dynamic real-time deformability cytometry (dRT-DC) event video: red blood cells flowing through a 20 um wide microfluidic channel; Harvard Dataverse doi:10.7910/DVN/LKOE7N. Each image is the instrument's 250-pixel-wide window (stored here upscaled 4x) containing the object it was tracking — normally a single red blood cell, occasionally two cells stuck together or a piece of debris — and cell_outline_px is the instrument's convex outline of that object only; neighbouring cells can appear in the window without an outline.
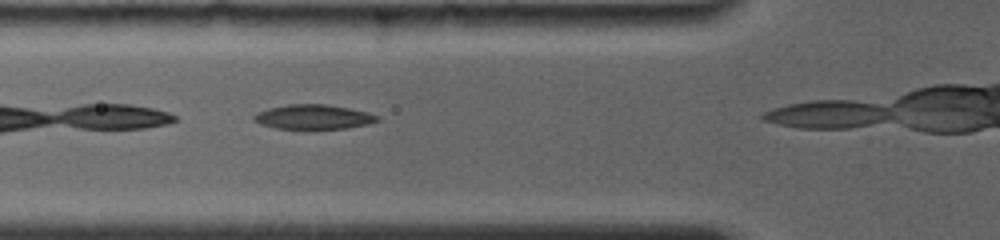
{"species": "common noctule bat (a hibernating species)", "species_latin": "Nyctalus noctula", "temperature_condition": "room temperature", "stored_images_in_passage": 5, "camera_frame_rate_fps": 4000, "um_per_image_px": 0.085, "animal": {"sex": "female", "body_mass_g": 19.0, "forearm_length_mm": 56.7}, "frame": {"image": 1, "passage_image": 4, "time_ms": 1.25, "image_size_px": [1000, 240], "cell_outline_px": [[380, 120], [368, 124], [348, 128], [276, 128], [260, 124], [252, 120], [252, 116], [256, 112], [268, 108], [288, 104], [324, 104], [348, 108], [368, 112], [380, 116]], "centroid_in_image_um": [26.62, 9.93], "position_along_channel_um": 99.2, "area_um2": 17.63}}